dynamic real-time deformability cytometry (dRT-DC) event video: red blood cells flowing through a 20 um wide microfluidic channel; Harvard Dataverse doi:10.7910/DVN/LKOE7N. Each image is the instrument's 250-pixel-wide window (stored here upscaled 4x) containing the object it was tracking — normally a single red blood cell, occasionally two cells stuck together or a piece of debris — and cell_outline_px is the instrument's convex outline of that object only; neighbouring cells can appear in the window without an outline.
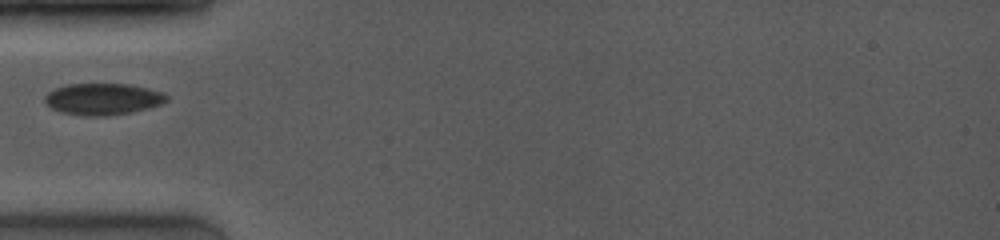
{"species": "common noctule bat (a hibernating species)", "species_latin": "Nyctalus noctula", "temperature_condition": "room temperature", "stored_images_in_passage": 2, "camera_frame_rate_fps": 4000, "um_per_image_px": 0.085, "animal": {"sex": "female", "body_mass_g": 19.0, "forearm_length_mm": 53.3}, "frame": {"image": 1, "passage_image": 1, "time_ms": 0.0, "image_size_px": [1000, 240], "cell_outline_px": [[168, 100], [160, 104], [148, 108], [132, 112], [108, 116], [84, 116], [60, 112], [52, 108], [44, 100], [44, 96], [48, 92], [56, 88], [68, 84], [128, 84], [148, 88], [160, 92], [168, 96]], "centroid_in_image_um": [8.73, 8.43], "position_along_channel_um": 76.3, "area_um2": 22.37}}